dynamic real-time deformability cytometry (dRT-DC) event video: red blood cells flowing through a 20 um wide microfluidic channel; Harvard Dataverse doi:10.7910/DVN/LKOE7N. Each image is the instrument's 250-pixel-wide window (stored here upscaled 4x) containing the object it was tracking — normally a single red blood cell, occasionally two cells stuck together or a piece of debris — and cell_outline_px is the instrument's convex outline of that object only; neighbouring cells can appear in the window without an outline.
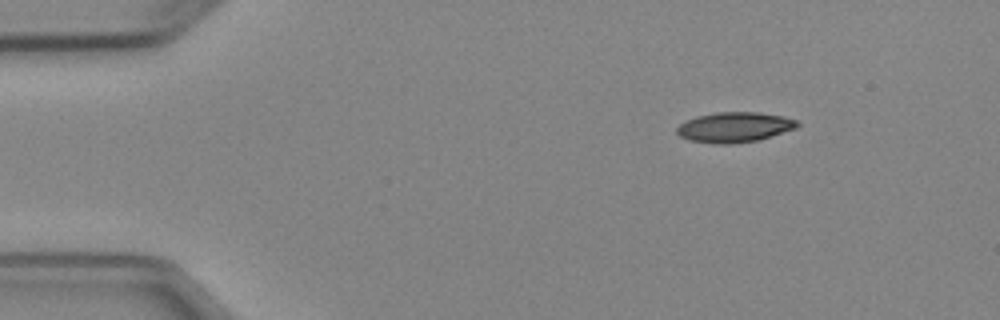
{"species": "Egyptian fruit bat (a non-hibernating species)", "species_latin": "Rousettus aegyptiacus", "temperature_condition": "cold", "stored_images_in_passage": 4, "camera_frame_rate_fps": 3000, "um_per_image_px": 0.085, "animal": {"sex": "female"}, "frame": {"image": 1, "passage_image": 1, "time_ms": 0.0, "image_size_px": [1000, 320], "cell_outline_px": [[800, 124], [796, 128], [772, 136], [756, 140], [728, 144], [716, 144], [688, 140], [680, 136], [676, 132], [676, 128], [680, 124], [696, 116], [716, 112], [760, 112], [784, 116], [796, 120]], "centroid_in_image_um": [62.43, 10.8], "position_along_channel_um": 22.6, "area_um2": 21.15}}
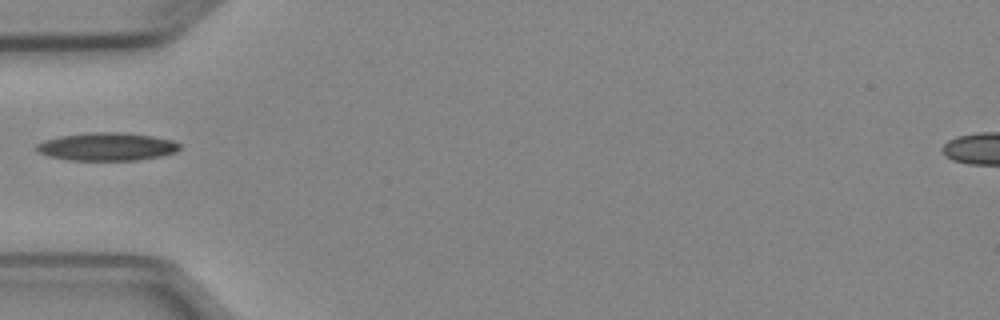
{"frame": {"image": 2, "passage_image": 4, "time_ms": 3.333, "image_size_px": [1000, 320], "cell_outline_px": [[180, 148], [176, 152], [160, 156], [136, 160], [68, 160], [48, 156], [36, 152], [36, 144], [44, 140], [60, 136], [92, 132], [120, 132], [152, 136], [172, 140], [180, 144]], "centroid_in_image_um": [9.06, 12.47], "position_along_channel_um": 75.9, "area_um2": 23.35}}